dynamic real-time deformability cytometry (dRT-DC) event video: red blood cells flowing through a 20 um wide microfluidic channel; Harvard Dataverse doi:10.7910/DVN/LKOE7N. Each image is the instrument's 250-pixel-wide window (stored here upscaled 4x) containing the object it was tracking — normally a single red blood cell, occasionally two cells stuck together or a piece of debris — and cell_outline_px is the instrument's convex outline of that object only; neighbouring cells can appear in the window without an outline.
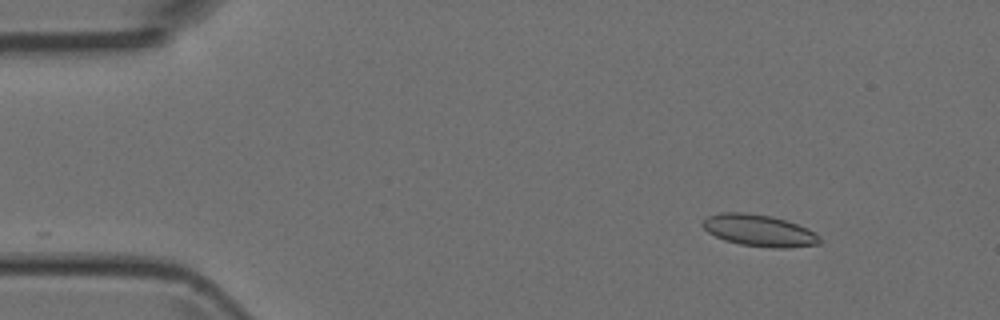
{"species": "Egyptian fruit bat (a non-hibernating species)", "species_latin": "Rousettus aegyptiacus", "temperature_condition": "room temperature", "stored_images_in_passage": 2, "camera_frame_rate_fps": 3000, "um_per_image_px": 0.085, "animal": {"sex": "female"}, "frame": {"image": 1, "passage_image": 2, "time_ms": 1.0, "image_size_px": [1000, 320], "cell_outline_px": [[820, 244], [788, 248], [772, 248], [740, 244], [724, 240], [708, 232], [700, 224], [708, 216], [720, 212], [744, 212], [772, 216], [808, 228], [816, 232], [820, 236]], "centroid_in_image_um": [64.54, 19.59], "position_along_channel_um": 20.5, "area_um2": 21.73}}